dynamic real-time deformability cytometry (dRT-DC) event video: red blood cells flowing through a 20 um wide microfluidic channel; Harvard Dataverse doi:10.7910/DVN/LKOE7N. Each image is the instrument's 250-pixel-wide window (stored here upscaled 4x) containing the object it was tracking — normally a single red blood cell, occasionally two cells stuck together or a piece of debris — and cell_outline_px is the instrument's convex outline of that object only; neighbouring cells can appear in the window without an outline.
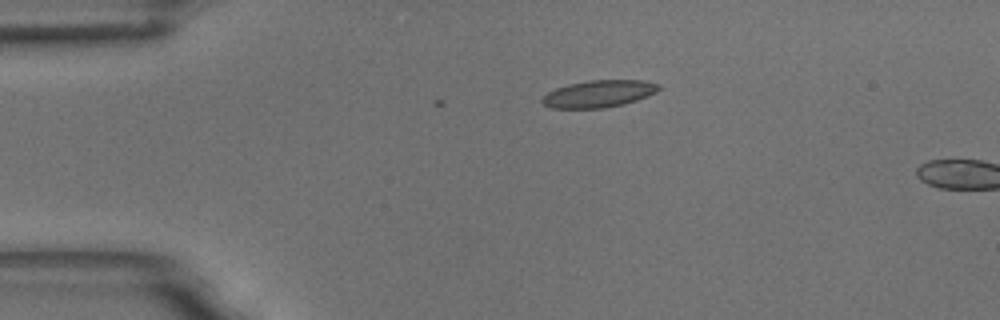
{"species": "common noctule bat (a hibernating species)", "species_latin": "Nyctalus noctula", "temperature_condition": "room temperature", "stored_images_in_passage": 3, "camera_frame_rate_fps": 3000, "um_per_image_px": 0.085, "animal": {"sex": "male", "body_mass_g": 18.8}, "frame": {"image": 1, "passage_image": 3, "time_ms": 0.667, "image_size_px": [1000, 320], "cell_outline_px": [[660, 88], [656, 92], [648, 96], [624, 104], [604, 108], [552, 108], [544, 104], [540, 100], [548, 92], [556, 88], [568, 84], [588, 80], [644, 80], [660, 84]], "centroid_in_image_um": [50.91, 7.96], "position_along_channel_um": 34.1, "area_um2": 18.44}}